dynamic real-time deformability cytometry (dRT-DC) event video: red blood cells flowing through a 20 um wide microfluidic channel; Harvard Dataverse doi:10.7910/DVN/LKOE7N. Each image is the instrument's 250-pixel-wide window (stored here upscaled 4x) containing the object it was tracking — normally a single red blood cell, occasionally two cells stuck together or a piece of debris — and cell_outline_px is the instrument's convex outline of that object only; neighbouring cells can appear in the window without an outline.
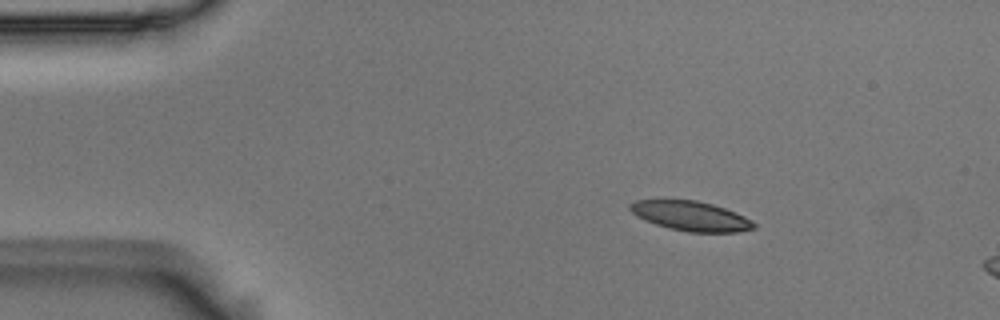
{"species": "Egyptian fruit bat (a non-hibernating species)", "species_latin": "Rousettus aegyptiacus", "temperature_condition": "room temperature", "stored_images_in_passage": 3, "camera_frame_rate_fps": 3000, "um_per_image_px": 0.085, "animal": {"sex": "male"}, "frame": {"image": 1, "passage_image": 1, "time_ms": 0.0, "image_size_px": [1000, 320], "cell_outline_px": [[756, 228], [736, 232], [688, 232], [668, 228], [656, 224], [632, 212], [628, 208], [628, 204], [636, 200], [696, 200], [712, 204], [736, 212], [752, 220], [756, 224]], "centroid_in_image_um": [58.76, 18.36], "position_along_channel_um": 26.2, "area_um2": 21.21}}